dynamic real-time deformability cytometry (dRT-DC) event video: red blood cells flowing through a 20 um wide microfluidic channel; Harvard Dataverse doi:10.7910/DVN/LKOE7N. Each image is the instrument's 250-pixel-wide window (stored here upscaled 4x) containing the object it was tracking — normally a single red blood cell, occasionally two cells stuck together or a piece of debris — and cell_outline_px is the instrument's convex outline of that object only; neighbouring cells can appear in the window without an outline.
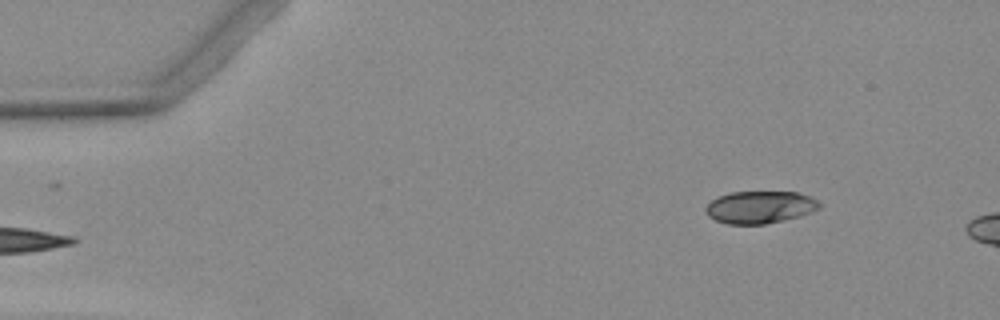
{"species": "Egyptian fruit bat (a non-hibernating species)", "species_latin": "Rousettus aegyptiacus", "temperature_condition": "warm", "stored_images_in_passage": 2, "camera_frame_rate_fps": 3000, "um_per_image_px": 0.085, "animal": {"sex": "female"}, "frame": {"image": 1, "passage_image": 1, "time_ms": 0.0, "image_size_px": [1000, 320], "cell_outline_px": [[820, 208], [800, 216], [784, 220], [764, 224], [728, 224], [716, 220], [708, 216], [704, 208], [716, 196], [732, 192], [796, 192], [808, 196], [816, 200], [820, 204]], "centroid_in_image_um": [64.56, 17.61], "position_along_channel_um": 20.4, "area_um2": 21.33}}